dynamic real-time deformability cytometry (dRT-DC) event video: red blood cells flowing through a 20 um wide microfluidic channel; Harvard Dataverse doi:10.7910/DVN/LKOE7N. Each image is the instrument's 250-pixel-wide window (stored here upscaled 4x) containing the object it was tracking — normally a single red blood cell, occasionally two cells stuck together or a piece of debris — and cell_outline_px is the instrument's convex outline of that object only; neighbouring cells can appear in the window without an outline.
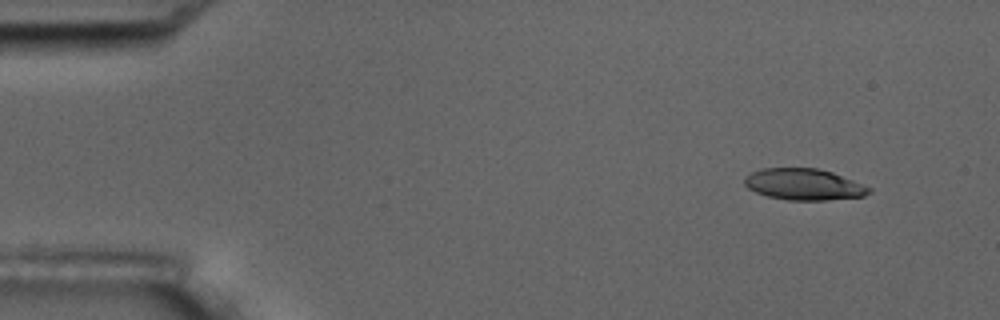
{"species": "common noctule bat (a hibernating species)", "species_latin": "Nyctalus noctula", "temperature_condition": "room temperature", "stored_images_in_passage": 5, "camera_frame_rate_fps": 3000, "um_per_image_px": 0.085, "animal": {"sex": "male", "body_mass_g": 17.5, "forearm_length_mm": 52.3}, "frame": {"image": 1, "passage_image": 1, "time_ms": 0.0, "image_size_px": [1000, 320], "cell_outline_px": [[872, 192], [864, 196], [828, 200], [788, 200], [768, 196], [756, 192], [748, 188], [744, 184], [744, 176], [760, 168], [816, 168], [832, 172], [872, 188]], "centroid_in_image_um": [68.32, 15.67], "position_along_channel_um": 16.7, "area_um2": 22.77}}
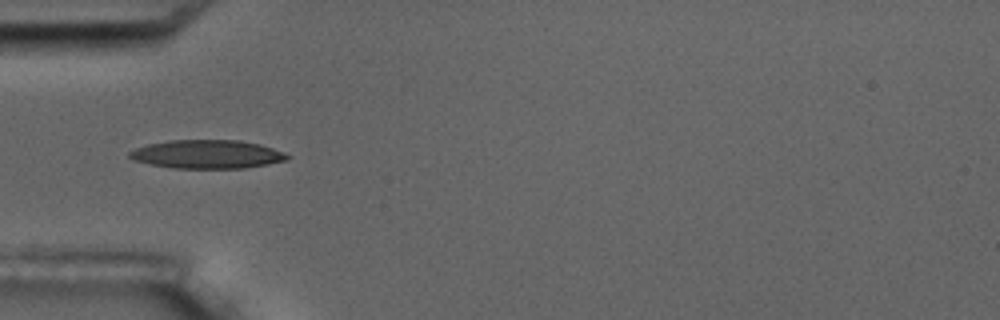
{"frame": {"image": 2, "passage_image": 4, "time_ms": 4.333, "image_size_px": [1000, 320], "cell_outline_px": [[292, 156], [288, 160], [268, 164], [244, 168], [172, 168], [132, 160], [128, 156], [128, 152], [136, 148], [148, 144], [172, 140], [240, 140], [260, 144], [284, 152]], "centroid_in_image_um": [17.63, 13.11], "position_along_channel_um": 67.4, "area_um2": 26.3}}